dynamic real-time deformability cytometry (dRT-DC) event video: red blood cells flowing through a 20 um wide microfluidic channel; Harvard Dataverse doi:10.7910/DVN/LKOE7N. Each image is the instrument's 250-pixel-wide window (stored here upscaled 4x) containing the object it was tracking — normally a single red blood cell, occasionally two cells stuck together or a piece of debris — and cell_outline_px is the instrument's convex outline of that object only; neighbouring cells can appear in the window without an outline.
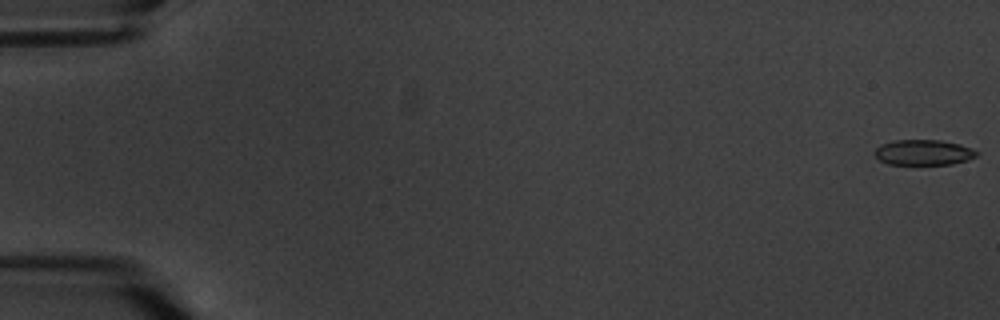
{"species": "common noctule bat (a hibernating species)", "species_latin": "Nyctalus noctula", "temperature_condition": "warm", "stored_images_in_passage": 5, "camera_frame_rate_fps": 3000, "um_per_image_px": 0.085, "animal": {"sex": "male", "body_mass_g": 20.1, "forearm_length_mm": 53.5}, "frame": {"image": 1, "passage_image": 1, "time_ms": 0.0, "image_size_px": [1000, 320], "cell_outline_px": [[980, 152], [976, 156], [968, 160], [952, 164], [888, 164], [880, 160], [872, 152], [880, 144], [892, 140], [940, 140], [960, 144], [972, 148]], "centroid_in_image_um": [78.49, 12.95], "position_along_channel_um": 6.5, "area_um2": 15.26}}